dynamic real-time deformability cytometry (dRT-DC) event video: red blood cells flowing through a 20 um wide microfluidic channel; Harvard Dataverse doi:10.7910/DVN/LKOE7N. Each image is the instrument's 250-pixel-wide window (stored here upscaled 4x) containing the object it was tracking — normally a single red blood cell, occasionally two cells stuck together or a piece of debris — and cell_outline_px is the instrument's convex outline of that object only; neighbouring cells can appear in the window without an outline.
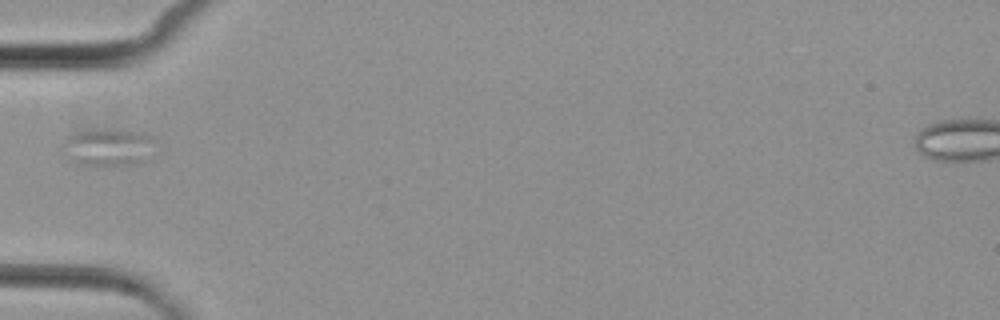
{"species": "common noctule bat (a hibernating species)", "species_latin": "Nyctalus noctula", "temperature_condition": "cold", "stored_images_in_passage": 1, "camera_frame_rate_fps": 3000, "um_per_image_px": 0.085, "animal": {"sex": "female", "body_mass_g": 29.2, "forearm_length_mm": 56.3}, "frame": {"image": 1, "passage_image": 1, "time_ms": 0.0, "image_size_px": [1000, 320], "cell_outline_px": [[152, 136], [144, 160], [136, 164], [96, 168], [76, 164], [64, 156], [64, 144], [68, 136], [76, 132], [148, 132]], "centroid_in_image_um": [9.09, 12.61], "position_along_channel_um": 75.9, "area_um2": 19.42}}